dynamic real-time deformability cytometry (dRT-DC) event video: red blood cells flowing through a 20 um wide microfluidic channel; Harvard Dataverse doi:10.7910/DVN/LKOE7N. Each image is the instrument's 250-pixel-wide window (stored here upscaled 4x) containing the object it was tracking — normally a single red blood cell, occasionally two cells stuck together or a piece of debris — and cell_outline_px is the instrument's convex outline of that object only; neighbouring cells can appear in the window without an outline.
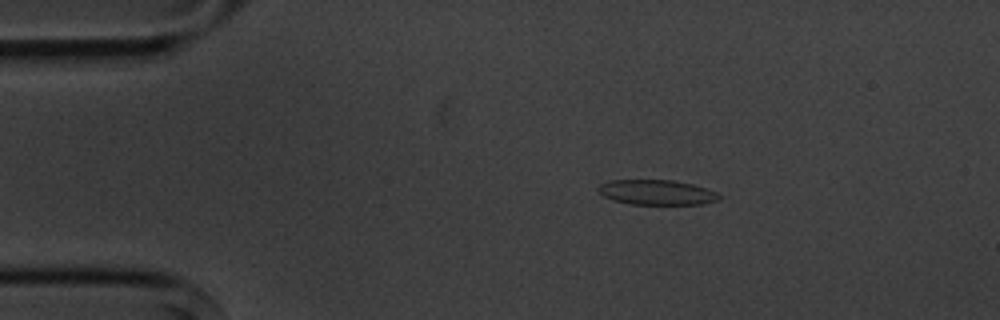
{"species": "common noctule bat (a hibernating species)", "species_latin": "Nyctalus noctula", "temperature_condition": "cold", "stored_images_in_passage": 13, "camera_frame_rate_fps": 3000, "um_per_image_px": 0.085, "animal": {"sex": "male", "body_mass_g": 20.1, "forearm_length_mm": 53.5}, "frame": {"image": 1, "passage_image": 1, "time_ms": 0.0, "image_size_px": [1000, 320], "cell_outline_px": [[720, 200], [704, 204], [632, 204], [612, 200], [604, 196], [596, 188], [600, 184], [608, 180], [672, 180], [692, 184], [708, 188], [716, 192], [720, 196]], "centroid_in_image_um": [55.83, 16.35], "position_along_channel_um": 29.2, "area_um2": 17.69}}
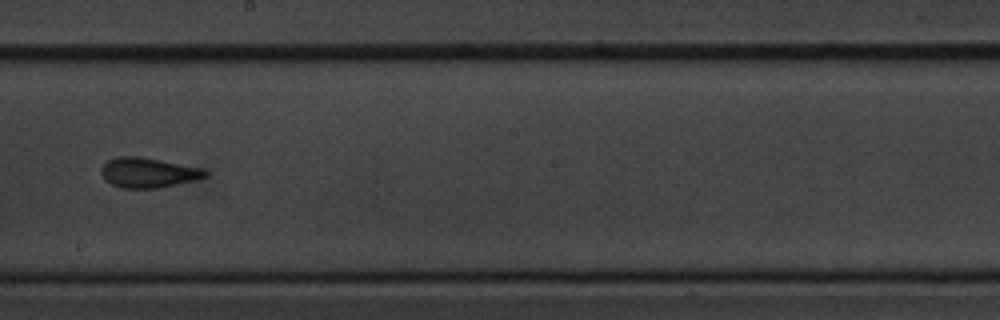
{"frame": {"image": 2, "passage_image": 7, "time_ms": 7.0, "image_size_px": [1000, 320], "cell_outline_px": [[208, 176], [176, 184], [156, 188], [120, 188], [104, 180], [100, 172], [100, 168], [108, 160], [116, 156], [140, 156], [204, 168], [208, 172]], "centroid_in_image_um": [12.56, 14.66], "position_along_channel_um": 235.6, "area_um2": 18.26}}
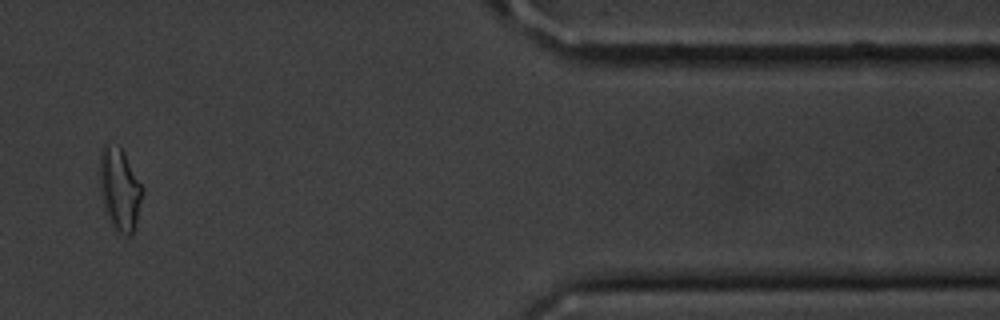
{"frame": {"image": 3, "passage_image": 11, "time_ms": 12.667, "image_size_px": [1000, 320], "cell_outline_px": [[144, 192], [132, 236], [128, 236], [120, 232], [112, 224], [104, 208], [100, 192], [100, 152], [104, 144], [108, 144], [120, 148], [124, 152], [144, 188]], "centroid_in_image_um": [10.19, 16.08], "position_along_channel_um": 401.2, "area_um2": 20.35}, "authors_computed_cell_mechanics": {"area_um2": 17.8024, "velocity_mm_per_s": 3.6401, "shape_relaxation_time_tau1_ms": 6.496, "shape_relaxation_time_tau2_ms": 2.0651, "deformation_change_tau1": 0.1301, "deformation_change_tau2": 0.0903}}